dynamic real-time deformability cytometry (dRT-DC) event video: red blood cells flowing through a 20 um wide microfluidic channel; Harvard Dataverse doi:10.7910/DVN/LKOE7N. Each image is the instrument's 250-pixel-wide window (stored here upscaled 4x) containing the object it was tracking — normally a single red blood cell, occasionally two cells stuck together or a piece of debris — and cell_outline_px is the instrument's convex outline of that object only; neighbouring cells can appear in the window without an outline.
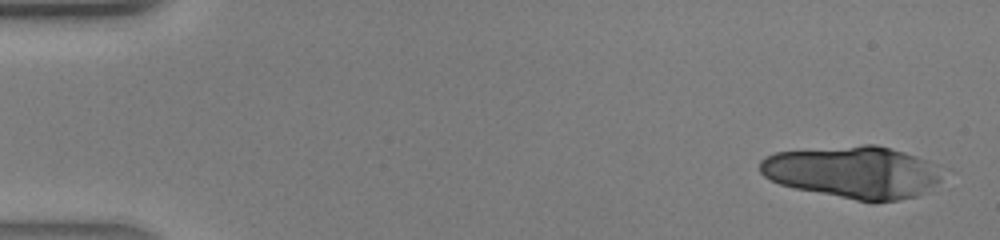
{"species": "human", "species_latin": "Homo sapiens", "temperature_condition": "warm", "stored_images_in_passage": 31, "camera_frame_rate_fps": 3000, "um_per_image_px": 0.085, "donor": {"sex": "male"}, "frame": {"image": 1, "passage_image": 1, "time_ms": 0.0, "image_size_px": [1000, 240], "cell_outline_px": [[948, 168], [940, 180], [928, 192], [920, 196], [900, 200], [876, 204], [796, 188], [780, 184], [764, 176], [760, 172], [760, 160], [764, 156], [776, 152], [864, 144], [876, 144], [904, 152], [916, 156]], "centroid_in_image_um": [72.63, 14.65], "position_along_channel_um": 12.4, "area_um2": 56.41}}